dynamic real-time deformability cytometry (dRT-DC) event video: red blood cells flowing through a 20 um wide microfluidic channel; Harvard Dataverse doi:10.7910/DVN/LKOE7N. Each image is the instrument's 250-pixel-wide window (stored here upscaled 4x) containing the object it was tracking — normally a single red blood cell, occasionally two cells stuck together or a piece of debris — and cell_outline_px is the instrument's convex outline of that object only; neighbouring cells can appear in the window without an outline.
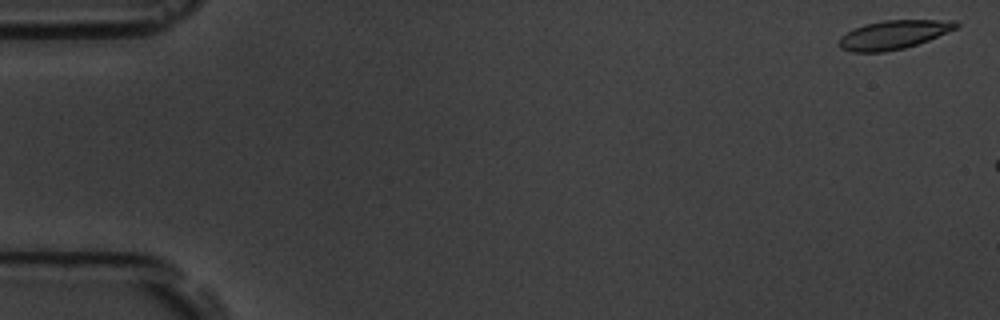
{"species": "common noctule bat (a hibernating species)", "species_latin": "Nyctalus noctula", "temperature_condition": "room temperature", "stored_images_in_passage": 3, "camera_frame_rate_fps": 3000, "um_per_image_px": 0.085, "animal": {"sex": "male", "body_mass_g": 19.5, "forearm_length_mm": 54.6}, "frame": {"image": 1, "passage_image": 1, "time_ms": 0.0, "image_size_px": [1000, 320], "cell_outline_px": [[960, 24], [956, 28], [928, 40], [904, 48], [884, 52], [852, 52], [840, 48], [840, 36], [864, 24], [884, 20], [956, 20]], "centroid_in_image_um": [75.96, 2.94], "position_along_channel_um": 9.0, "area_um2": 19.42}}